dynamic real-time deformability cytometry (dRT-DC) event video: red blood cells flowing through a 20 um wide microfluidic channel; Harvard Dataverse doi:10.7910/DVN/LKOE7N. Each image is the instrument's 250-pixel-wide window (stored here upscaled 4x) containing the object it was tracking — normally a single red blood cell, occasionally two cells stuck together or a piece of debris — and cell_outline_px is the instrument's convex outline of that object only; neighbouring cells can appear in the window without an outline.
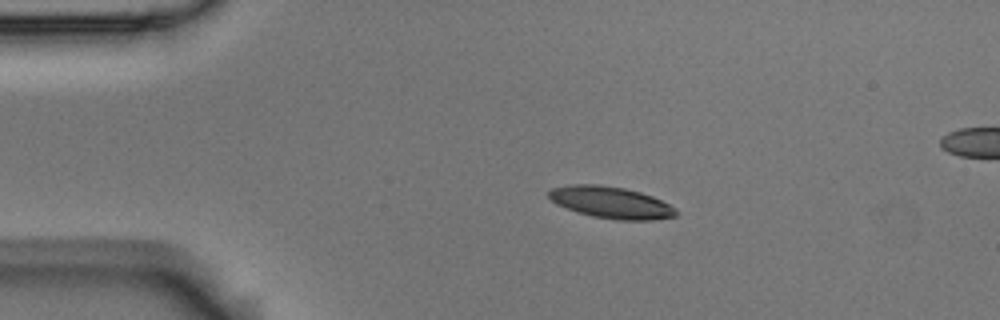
{"species": "Egyptian fruit bat (a non-hibernating species)", "species_latin": "Rousettus aegyptiacus", "temperature_condition": "room temperature", "stored_images_in_passage": 6, "segment_of_instrument_passage": [1, 2], "camera_frame_rate_fps": 3000, "um_per_image_px": 0.085, "animal": {"sex": "male"}, "frame": {"image": 1, "passage_image": 4, "time_ms": 1.0, "image_size_px": [1000, 320], "cell_outline_px": [[676, 216], [652, 220], [620, 220], [592, 216], [556, 204], [548, 196], [548, 192], [552, 188], [572, 184], [600, 184], [624, 188], [640, 192], [652, 196], [676, 208]], "centroid_in_image_um": [51.94, 17.2], "position_along_channel_um": 33.1, "area_um2": 23.29}}